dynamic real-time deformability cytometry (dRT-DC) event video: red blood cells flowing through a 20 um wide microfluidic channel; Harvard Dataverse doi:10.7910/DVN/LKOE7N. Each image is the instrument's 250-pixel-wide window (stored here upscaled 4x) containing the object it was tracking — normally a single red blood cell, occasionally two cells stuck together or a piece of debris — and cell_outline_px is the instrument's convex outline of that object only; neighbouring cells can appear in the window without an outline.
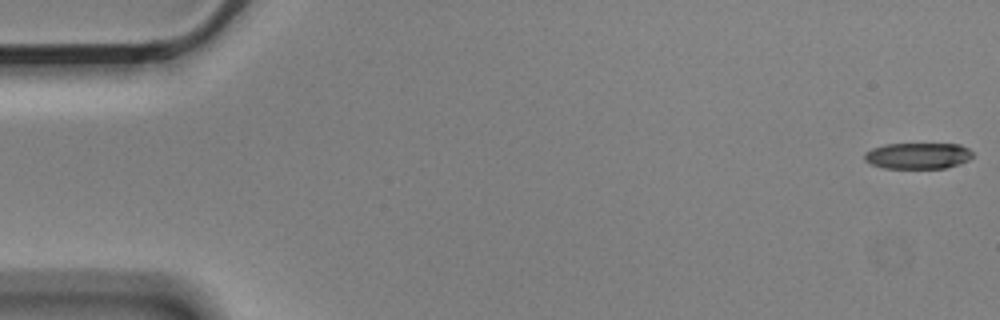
{"species": "Egyptian fruit bat (a non-hibernating species)", "species_latin": "Rousettus aegyptiacus", "temperature_condition": "cold", "stored_images_in_passage": 5, "camera_frame_rate_fps": 3000, "um_per_image_px": 0.085, "animal": {"sex": "male"}, "frame": {"image": 1, "passage_image": 1, "time_ms": 0.0, "image_size_px": [1000, 320], "cell_outline_px": [[972, 156], [968, 160], [960, 164], [944, 168], [884, 168], [872, 164], [864, 160], [864, 152], [872, 148], [884, 144], [960, 144], [968, 148], [972, 152]], "centroid_in_image_um": [78.01, 13.24], "position_along_channel_um": 7.0, "area_um2": 16.53}}
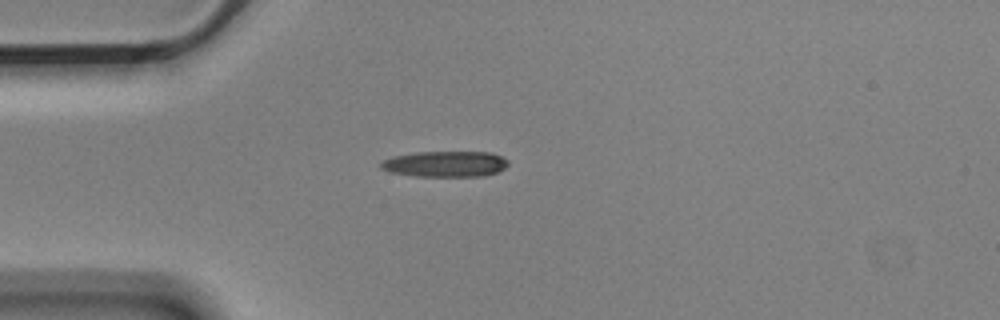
{"frame": {"image": 2, "passage_image": 5, "time_ms": 1.333, "image_size_px": [1000, 320], "cell_outline_px": [[508, 164], [504, 168], [496, 172], [484, 176], [416, 176], [388, 172], [380, 168], [380, 164], [384, 160], [392, 156], [416, 152], [492, 152], [508, 160]], "centroid_in_image_um": [37.83, 13.93], "position_along_channel_um": 47.2, "area_um2": 19.19}}